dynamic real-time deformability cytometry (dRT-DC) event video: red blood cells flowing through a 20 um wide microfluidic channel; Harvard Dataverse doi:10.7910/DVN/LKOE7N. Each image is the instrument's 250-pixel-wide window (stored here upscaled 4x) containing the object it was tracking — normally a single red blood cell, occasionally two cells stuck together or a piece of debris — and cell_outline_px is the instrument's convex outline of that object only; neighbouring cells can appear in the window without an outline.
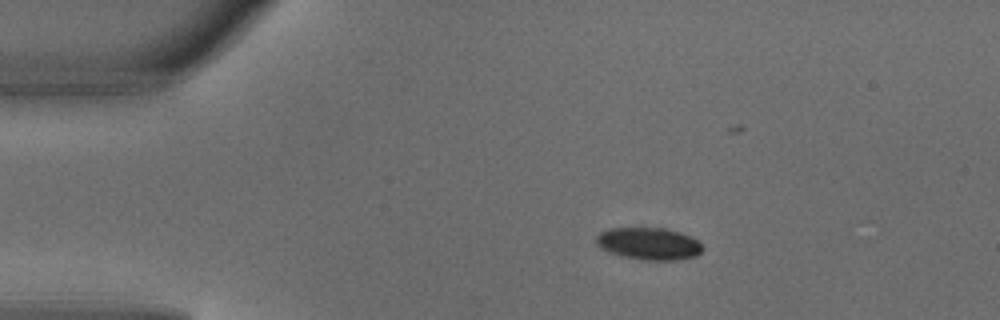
{"species": "common noctule bat (a hibernating species)", "species_latin": "Nyctalus noctula", "temperature_condition": "warm", "stored_images_in_passage": 4, "camera_frame_rate_fps": 3000, "um_per_image_px": 0.085, "animal": {"sex": "male", "body_mass_g": 18.8}, "frame": {"image": 1, "passage_image": 1, "time_ms": 0.0, "image_size_px": [1000, 320], "cell_outline_px": [[704, 248], [696, 256], [676, 260], [644, 260], [624, 256], [600, 248], [596, 244], [596, 236], [600, 232], [608, 228], [640, 224], [664, 228], [688, 236], [696, 240]], "centroid_in_image_um": [55.08, 20.65], "position_along_channel_um": 29.9, "area_um2": 20.46}}
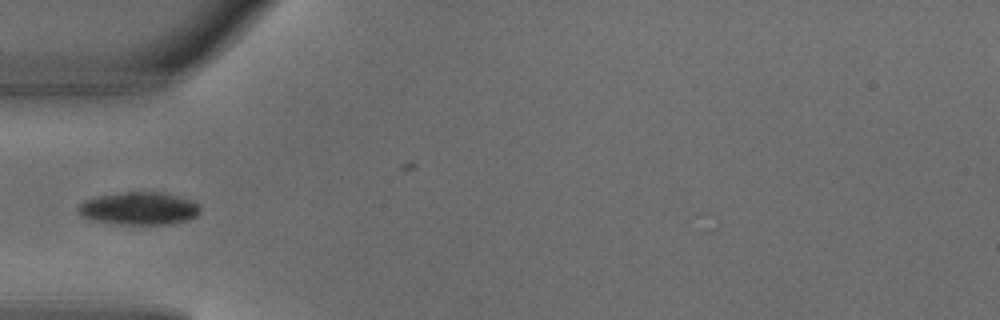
{"frame": {"image": 2, "passage_image": 3, "time_ms": 0.667, "image_size_px": [1000, 320], "cell_outline_px": [[200, 212], [196, 216], [188, 220], [168, 224], [120, 224], [96, 220], [80, 216], [76, 208], [84, 200], [96, 196], [124, 192], [164, 192], [192, 200], [200, 204]], "centroid_in_image_um": [11.83, 17.71], "position_along_channel_um": 73.2, "area_um2": 23.35}}
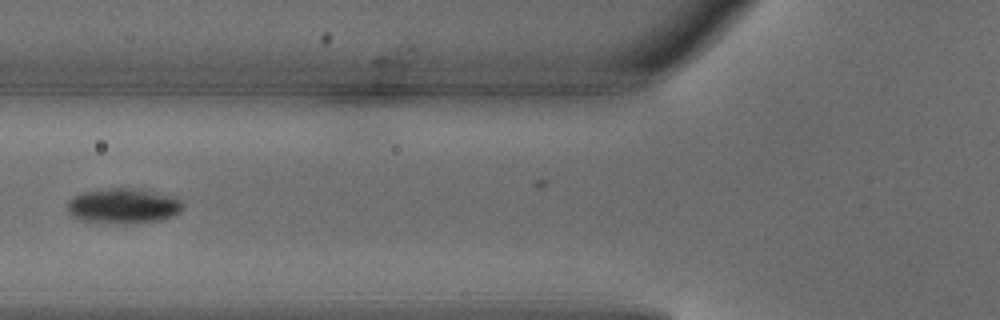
{"frame": {"image": 3, "passage_image": 4, "time_ms": 1.0, "image_size_px": [1000, 320], "cell_outline_px": [[184, 208], [180, 212], [172, 216], [160, 220], [124, 224], [120, 224], [84, 220], [72, 216], [68, 212], [68, 200], [72, 196], [80, 192], [112, 188], [124, 188], [156, 192], [176, 196], [184, 204]], "centroid_in_image_um": [10.5, 17.5], "position_along_channel_um": 115.3, "area_um2": 23.7}}